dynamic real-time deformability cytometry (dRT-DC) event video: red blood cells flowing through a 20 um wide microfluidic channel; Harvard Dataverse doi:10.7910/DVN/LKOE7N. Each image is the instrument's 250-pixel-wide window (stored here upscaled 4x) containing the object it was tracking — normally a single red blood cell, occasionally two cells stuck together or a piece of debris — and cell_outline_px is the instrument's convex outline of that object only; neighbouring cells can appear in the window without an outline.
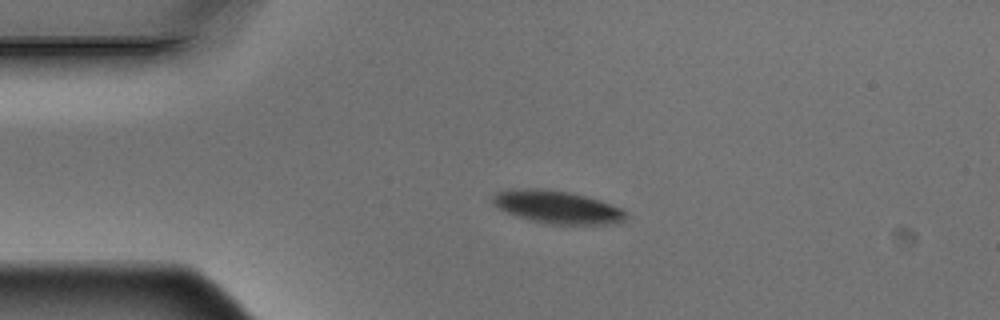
{"species": "Egyptian fruit bat (a non-hibernating species)", "species_latin": "Rousettus aegyptiacus", "temperature_condition": "warm", "stored_images_in_passage": 2, "camera_frame_rate_fps": 3000, "um_per_image_px": 0.085, "animal": {"sex": "male"}, "frame": {"image": 1, "passage_image": 1, "time_ms": 0.0, "image_size_px": [1000, 320], "cell_outline_px": [[624, 220], [620, 224], [548, 224], [532, 220], [508, 212], [492, 204], [492, 196], [496, 192], [512, 188], [536, 188], [568, 192], [588, 196], [624, 208]], "centroid_in_image_um": [47.39, 17.59], "position_along_channel_um": 37.6, "area_um2": 25.43}}